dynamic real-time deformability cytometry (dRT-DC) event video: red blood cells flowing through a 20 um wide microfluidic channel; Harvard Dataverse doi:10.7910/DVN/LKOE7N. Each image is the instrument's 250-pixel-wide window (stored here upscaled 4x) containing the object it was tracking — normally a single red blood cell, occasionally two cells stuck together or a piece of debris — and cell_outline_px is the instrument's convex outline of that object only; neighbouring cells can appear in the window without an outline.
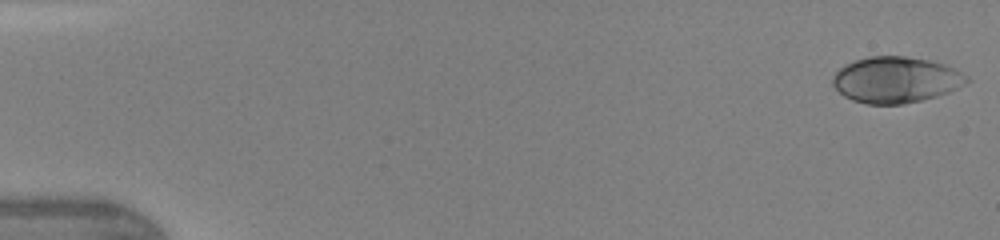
{"species": "human", "species_latin": "Homo sapiens", "temperature_condition": "warm", "stored_images_in_passage": 46, "camera_frame_rate_fps": 3000, "um_per_image_px": 0.085, "donor": {"sex": "female"}, "frame": {"image": 1, "passage_image": 1, "time_ms": 0.0, "image_size_px": [1000, 240], "cell_outline_px": [[972, 80], [948, 92], [936, 96], [904, 104], [868, 104], [852, 100], [844, 96], [832, 84], [832, 76], [844, 64], [868, 56], [904, 56], [928, 60], [944, 64], [968, 76]], "centroid_in_image_um": [76.13, 6.78], "position_along_channel_um": 8.9, "area_um2": 35.84}}
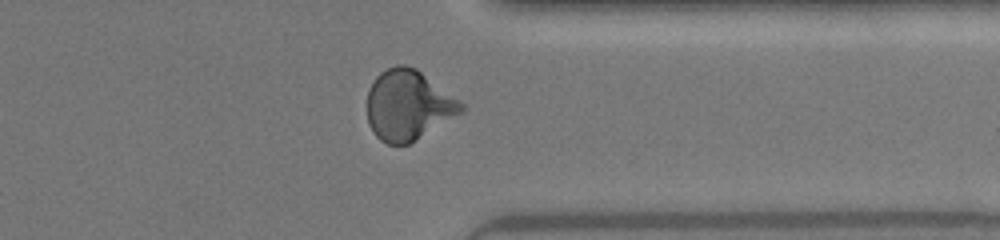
{"frame": {"image": 2, "passage_image": 37, "time_ms": 12.0, "image_size_px": [1000, 240], "cell_outline_px": [[468, 108], [464, 112], [408, 144], [388, 144], [380, 140], [372, 132], [368, 124], [368, 88], [376, 76], [380, 72], [396, 64], [404, 64], [416, 68], [460, 100]], "centroid_in_image_um": [34.71, 8.93], "position_along_channel_um": 376.7, "area_um2": 38.67}}
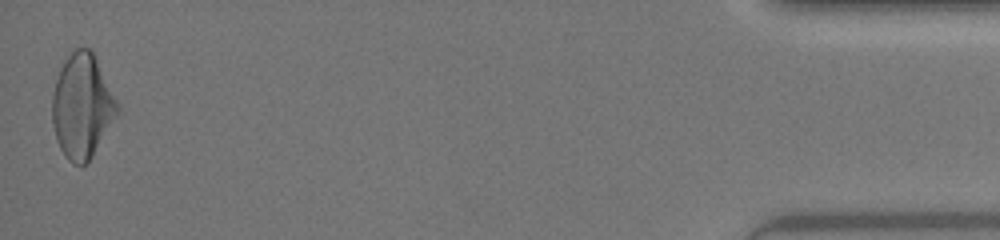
{"frame": {"image": 3, "passage_image": 46, "time_ms": 15.0, "image_size_px": [1000, 240], "cell_outline_px": [[120, 112], [92, 156], [84, 164], [72, 164], [64, 156], [56, 140], [52, 124], [52, 96], [56, 80], [60, 68], [64, 60], [76, 48], [88, 48], [92, 52], [120, 104]], "centroid_in_image_um": [6.98, 9.04], "position_along_channel_um": 428.2, "area_um2": 39.59}, "authors_computed_cell_mechanics": {"area_um2": 35.8071, "velocity_mm_per_s": 4.3663, "shape_relaxation_time_tau1_ms": 3.8419, "shape_relaxation_time_tau2_ms": 0.6204, "deformation_change_tau1": 0.1626, "deformation_change_tau2": 0.0429}}